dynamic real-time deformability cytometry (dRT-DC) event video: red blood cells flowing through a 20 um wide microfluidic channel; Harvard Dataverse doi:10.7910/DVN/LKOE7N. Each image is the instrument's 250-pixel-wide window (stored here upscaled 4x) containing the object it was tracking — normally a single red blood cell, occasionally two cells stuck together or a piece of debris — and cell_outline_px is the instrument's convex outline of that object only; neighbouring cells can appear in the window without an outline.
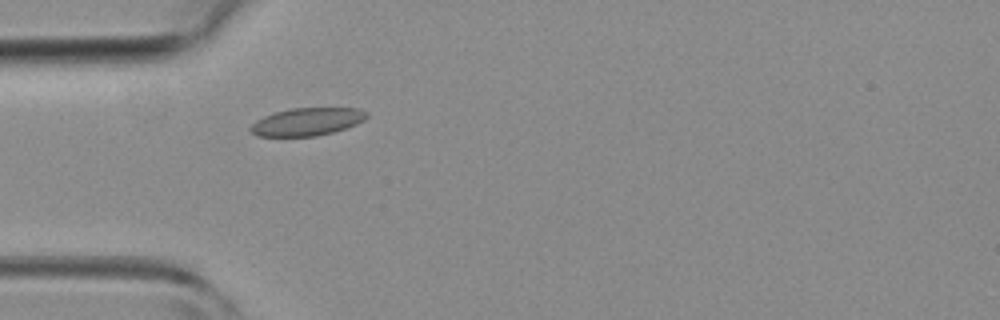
{"species": "common noctule bat (a hibernating species)", "species_latin": "Nyctalus noctula", "temperature_condition": "room temperature", "stored_images_in_passage": 2, "camera_frame_rate_fps": 3000, "um_per_image_px": 0.085, "animal": {"sex": "female", "body_mass_g": 19.3, "forearm_length_mm": 54.1}, "frame": {"image": 1, "passage_image": 2, "time_ms": 1.0, "image_size_px": [1000, 320], "cell_outline_px": [[368, 116], [364, 120], [356, 124], [332, 132], [316, 136], [256, 136], [248, 128], [256, 120], [264, 116], [276, 112], [292, 108], [360, 108], [368, 112]], "centroid_in_image_um": [26.1, 10.34], "position_along_channel_um": 58.9, "area_um2": 18.73}}